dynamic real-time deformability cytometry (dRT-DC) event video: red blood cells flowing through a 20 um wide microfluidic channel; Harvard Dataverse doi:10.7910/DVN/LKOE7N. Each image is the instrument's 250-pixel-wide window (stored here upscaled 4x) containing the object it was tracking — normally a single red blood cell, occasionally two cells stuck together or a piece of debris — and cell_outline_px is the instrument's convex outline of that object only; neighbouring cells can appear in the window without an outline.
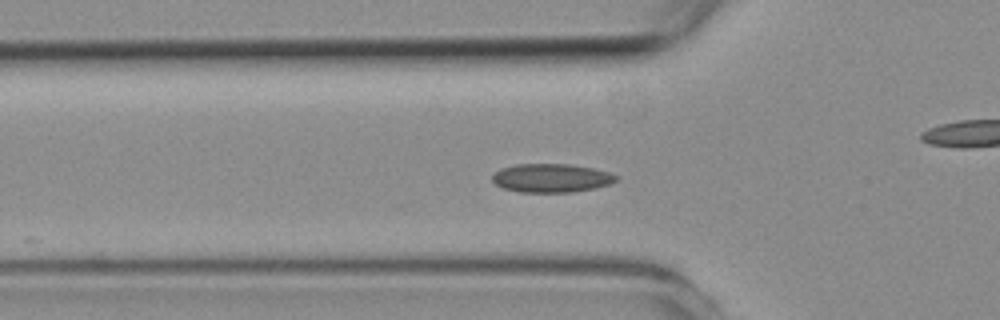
{"species": "common noctule bat (a hibernating species)", "species_latin": "Nyctalus noctula", "temperature_condition": "room temperature", "stored_images_in_passage": 5, "camera_frame_rate_fps": 3000, "um_per_image_px": 0.085, "animal": {"sex": "female", "body_mass_g": 19.3, "forearm_length_mm": 54.1}, "frame": {"image": 1, "passage_image": 5, "time_ms": 4.667, "image_size_px": [1000, 320], "cell_outline_px": [[620, 176], [616, 180], [608, 184], [596, 188], [572, 192], [520, 192], [504, 188], [496, 184], [492, 180], [492, 176], [500, 168], [516, 164], [572, 164], [592, 168], [608, 172]], "centroid_in_image_um": [46.87, 15.13], "position_along_channel_um": 78.9, "area_um2": 20.63}}